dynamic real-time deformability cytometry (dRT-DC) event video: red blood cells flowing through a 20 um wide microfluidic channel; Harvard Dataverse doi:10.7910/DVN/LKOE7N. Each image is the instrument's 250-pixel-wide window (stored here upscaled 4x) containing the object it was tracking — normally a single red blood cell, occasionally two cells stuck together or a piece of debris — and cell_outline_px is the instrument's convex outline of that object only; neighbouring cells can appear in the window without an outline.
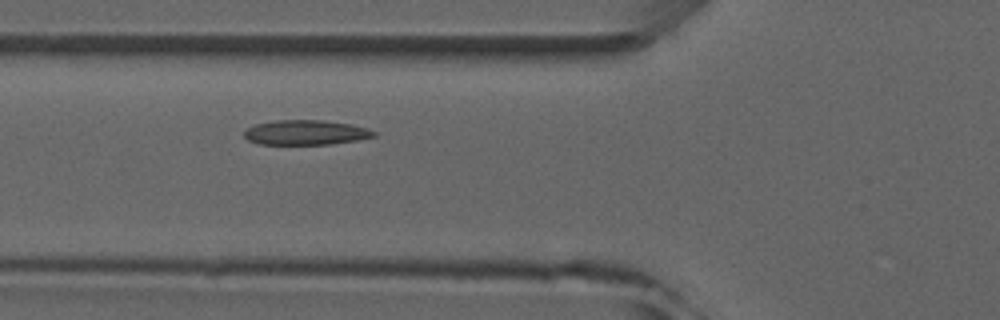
{"species": "common noctule bat (a hibernating species)", "species_latin": "Nyctalus noctula", "temperature_condition": "room temperature", "stored_images_in_passage": 5, "camera_frame_rate_fps": 3000, "um_per_image_px": 0.085, "animal": {"sex": "male", "forearm_length_mm": 52.5}, "frame": {"image": 1, "passage_image": 5, "time_ms": 4.333, "image_size_px": [1000, 320], "cell_outline_px": [[376, 136], [356, 140], [328, 144], [260, 144], [248, 140], [244, 136], [244, 132], [248, 128], [256, 124], [276, 120], [324, 120], [352, 124], [368, 128], [376, 132]], "centroid_in_image_um": [26.01, 11.25], "position_along_channel_um": 99.8, "area_um2": 18.67}}